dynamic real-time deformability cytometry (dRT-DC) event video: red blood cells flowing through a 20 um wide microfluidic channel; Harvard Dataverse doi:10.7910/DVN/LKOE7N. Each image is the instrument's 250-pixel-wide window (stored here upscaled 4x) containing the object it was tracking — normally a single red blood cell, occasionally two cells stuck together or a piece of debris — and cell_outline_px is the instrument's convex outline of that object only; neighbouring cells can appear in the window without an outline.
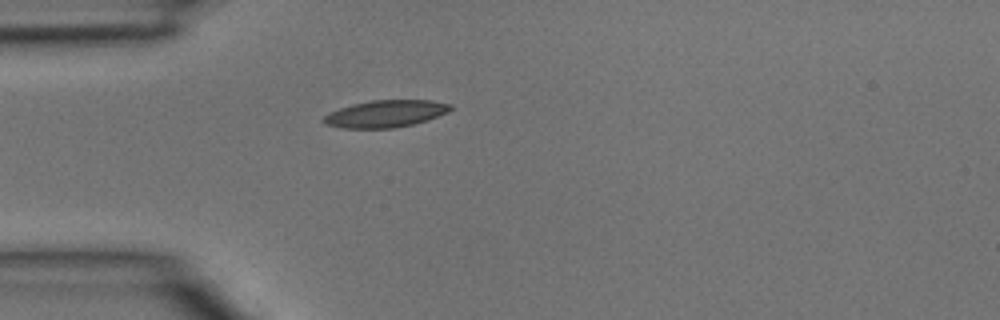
{"species": "common noctule bat (a hibernating species)", "species_latin": "Nyctalus noctula", "temperature_condition": "room temperature", "stored_images_in_passage": 1, "camera_frame_rate_fps": 3000, "um_per_image_px": 0.085, "animal": {"sex": "male", "body_mass_g": 15.6}, "frame": {"image": 1, "passage_image": 1, "time_ms": 0.0, "image_size_px": [1000, 320], "cell_outline_px": [[456, 108], [448, 112], [428, 120], [412, 124], [392, 128], [344, 128], [324, 124], [324, 116], [328, 112], [352, 104], [372, 100], [428, 100], [452, 104]], "centroid_in_image_um": [32.81, 9.66], "position_along_channel_um": 52.2, "area_um2": 20.06}}